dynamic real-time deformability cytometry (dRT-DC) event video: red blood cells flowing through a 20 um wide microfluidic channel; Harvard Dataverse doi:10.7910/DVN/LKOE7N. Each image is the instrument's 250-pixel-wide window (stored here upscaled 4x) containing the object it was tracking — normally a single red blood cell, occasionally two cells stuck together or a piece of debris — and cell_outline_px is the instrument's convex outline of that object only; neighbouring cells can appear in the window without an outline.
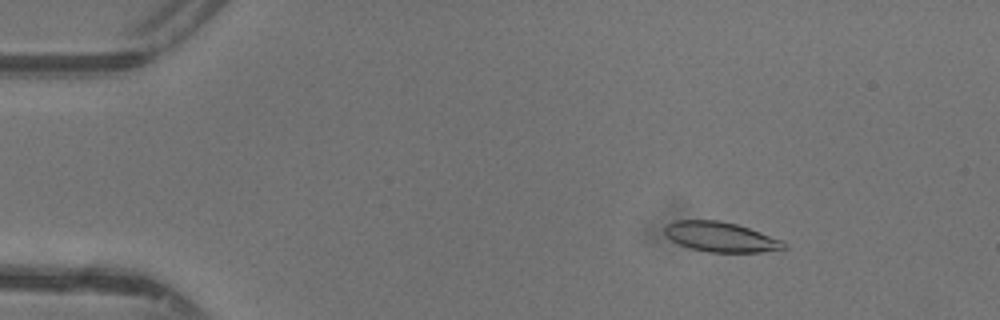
{"species": "common noctule bat (a hibernating species)", "species_latin": "Nyctalus noctula", "temperature_condition": "warm", "stored_images_in_passage": 39, "camera_frame_rate_fps": 3000, "um_per_image_px": 0.085, "animal": {"sex": "female"}, "frame": {"image": 1, "passage_image": 5, "time_ms": 1.333, "image_size_px": [1000, 320], "cell_outline_px": [[788, 248], [760, 252], [708, 252], [688, 248], [672, 240], [664, 232], [664, 228], [668, 224], [676, 220], [720, 220], [736, 224], [784, 240], [788, 244]], "centroid_in_image_um": [61.3, 20.14], "position_along_channel_um": 23.7, "area_um2": 20.81}}
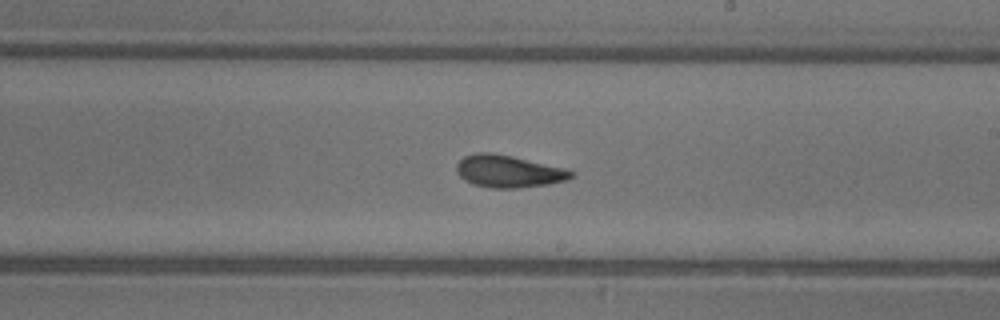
{"frame": {"image": 2, "passage_image": 26, "time_ms": 8.333, "image_size_px": [1000, 320], "cell_outline_px": [[572, 176], [564, 180], [548, 184], [516, 188], [492, 188], [472, 184], [464, 180], [456, 172], [456, 164], [464, 156], [476, 152], [492, 152], [512, 156], [560, 168], [572, 172]], "centroid_in_image_um": [43.1, 14.56], "position_along_channel_um": 245.9, "area_um2": 21.15}}
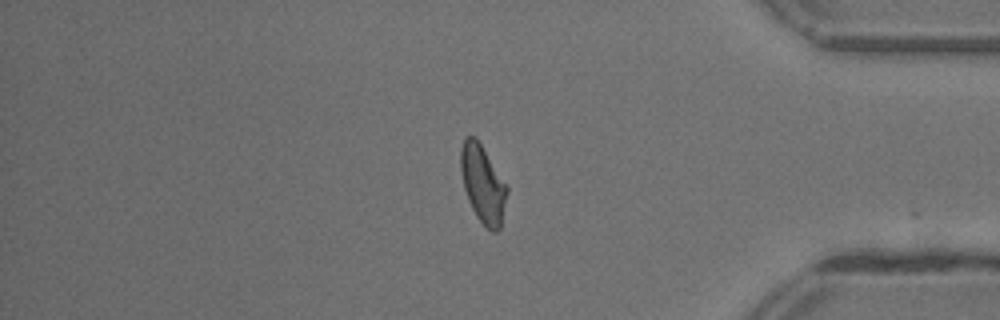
{"frame": {"image": 3, "passage_image": 38, "time_ms": 12.333, "image_size_px": [1000, 320], "cell_outline_px": [[508, 192], [500, 228], [496, 232], [492, 232], [476, 216], [468, 200], [464, 188], [460, 168], [460, 148], [464, 136], [476, 136], [508, 184]], "centroid_in_image_um": [41.05, 15.58], "position_along_channel_um": 394.2, "area_um2": 21.27}, "authors_computed_cell_mechanics": {"area_um2": 20.8658, "velocity_mm_per_s": 4.368, "shape_relaxation_time_tau1_ms": null, "shape_relaxation_time_tau2_ms": 1.7292, "deformation_change_tau1": null, "deformation_change_tau2": 0.0743}}